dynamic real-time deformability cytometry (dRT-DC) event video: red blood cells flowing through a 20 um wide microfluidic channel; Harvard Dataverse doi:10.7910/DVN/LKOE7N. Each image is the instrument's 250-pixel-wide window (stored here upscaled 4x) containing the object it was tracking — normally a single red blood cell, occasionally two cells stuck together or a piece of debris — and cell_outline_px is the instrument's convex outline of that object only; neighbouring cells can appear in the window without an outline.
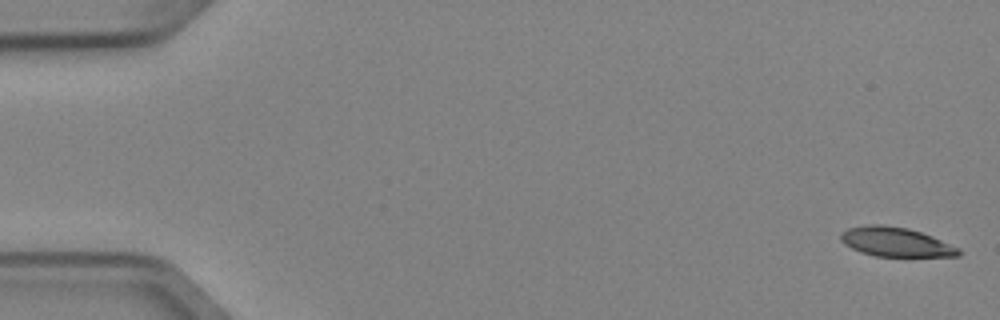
{"species": "Egyptian fruit bat (a non-hibernating species)", "species_latin": "Rousettus aegyptiacus", "temperature_condition": "cold", "stored_images_in_passage": 5, "camera_frame_rate_fps": 3000, "um_per_image_px": 0.085, "animal": {"sex": "female"}, "frame": {"image": 1, "passage_image": 1, "time_ms": 0.0, "image_size_px": [1000, 320], "cell_outline_px": [[960, 256], [876, 256], [860, 252], [844, 244], [840, 240], [840, 232], [848, 228], [868, 224], [884, 224], [908, 228], [932, 236], [960, 248]], "centroid_in_image_um": [76.1, 20.55], "position_along_channel_um": 8.9, "area_um2": 20.17}}
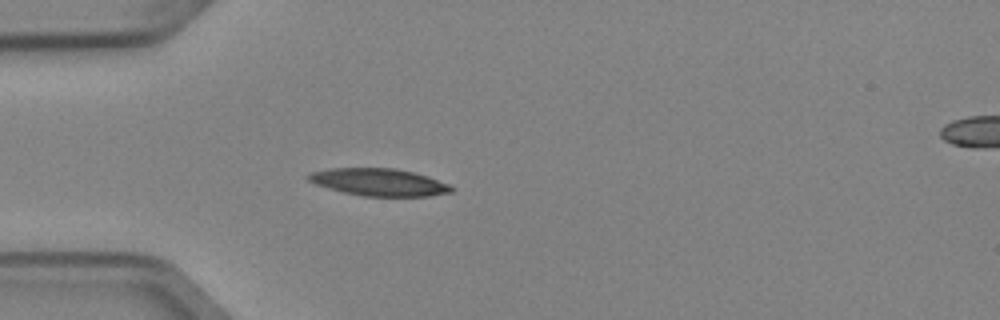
{"frame": {"image": 2, "passage_image": 5, "time_ms": 1.333, "image_size_px": [1000, 320], "cell_outline_px": [[456, 188], [452, 192], [428, 196], [364, 196], [344, 192], [328, 188], [316, 184], [308, 180], [304, 176], [308, 172], [332, 168], [396, 168], [428, 176], [448, 184]], "centroid_in_image_um": [32.2, 15.48], "position_along_channel_um": 52.8, "area_um2": 22.83}}